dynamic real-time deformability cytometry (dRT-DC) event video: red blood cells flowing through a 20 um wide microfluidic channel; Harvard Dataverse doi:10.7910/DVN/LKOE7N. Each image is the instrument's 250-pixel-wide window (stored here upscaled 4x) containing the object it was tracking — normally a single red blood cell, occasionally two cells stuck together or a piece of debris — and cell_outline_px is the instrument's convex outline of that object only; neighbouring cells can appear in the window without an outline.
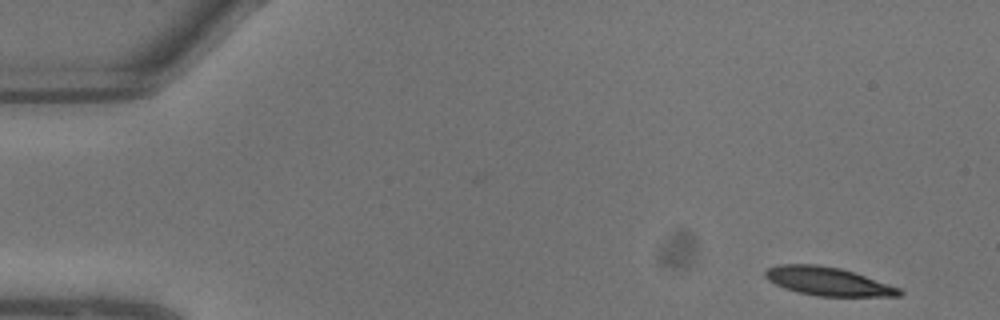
{"species": "common noctule bat (a hibernating species)", "species_latin": "Nyctalus noctula", "temperature_condition": "warm", "stored_images_in_passage": 6, "camera_frame_rate_fps": 3000, "um_per_image_px": 0.085, "animal": {"sex": "male", "body_mass_g": 13.3}, "frame": {"image": 1, "passage_image": 1, "time_ms": 0.0, "image_size_px": [1000, 320], "cell_outline_px": [[904, 292], [900, 296], [816, 296], [784, 288], [768, 280], [764, 276], [764, 272], [768, 268], [780, 264], [816, 264], [840, 268], [900, 288]], "centroid_in_image_um": [70.35, 23.91], "position_along_channel_um": 14.7, "area_um2": 21.96}}
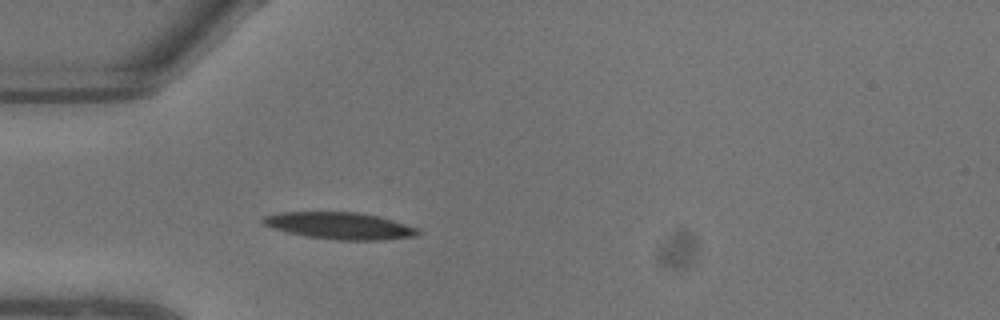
{"frame": {"image": 2, "passage_image": 6, "time_ms": 1.667, "image_size_px": [1000, 320], "cell_outline_px": [[420, 232], [416, 236], [384, 240], [340, 240], [304, 236], [272, 228], [264, 224], [260, 220], [264, 216], [280, 212], [356, 212], [380, 216], [420, 228]], "centroid_in_image_um": [28.91, 19.19], "position_along_channel_um": 56.1, "area_um2": 24.39}}